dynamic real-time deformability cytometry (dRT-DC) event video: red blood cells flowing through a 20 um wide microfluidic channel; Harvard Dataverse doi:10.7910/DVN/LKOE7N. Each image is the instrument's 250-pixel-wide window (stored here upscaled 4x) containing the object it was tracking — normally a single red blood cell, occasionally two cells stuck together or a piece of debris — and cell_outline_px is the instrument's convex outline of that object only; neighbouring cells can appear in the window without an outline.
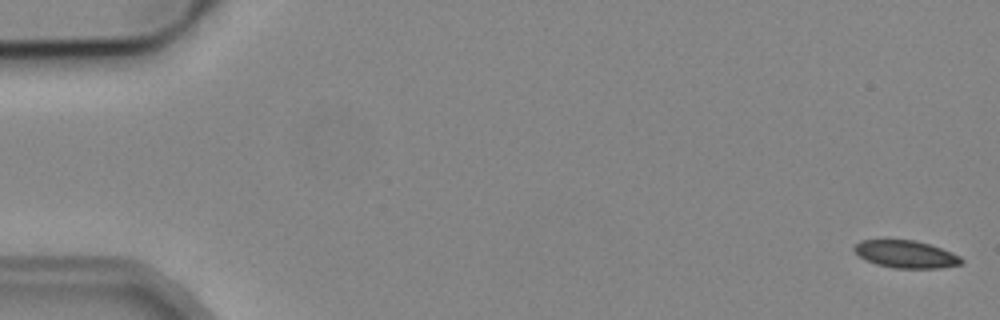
{"species": "common noctule bat (a hibernating species)", "species_latin": "Nyctalus noctula", "temperature_condition": "cold", "stored_images_in_passage": 5, "camera_frame_rate_fps": 3000, "um_per_image_px": 0.085, "animal": {"sex": "male", "body_mass_g": 19.2, "forearm_length_mm": 51.8}, "frame": {"image": 1, "passage_image": 1, "time_ms": 0.0, "image_size_px": [1000, 320], "cell_outline_px": [[964, 260], [960, 264], [940, 268], [892, 268], [876, 264], [864, 260], [852, 248], [860, 240], [916, 240], [952, 252], [960, 256]], "centroid_in_image_um": [76.99, 21.61], "position_along_channel_um": 8.0, "area_um2": 17.11}}
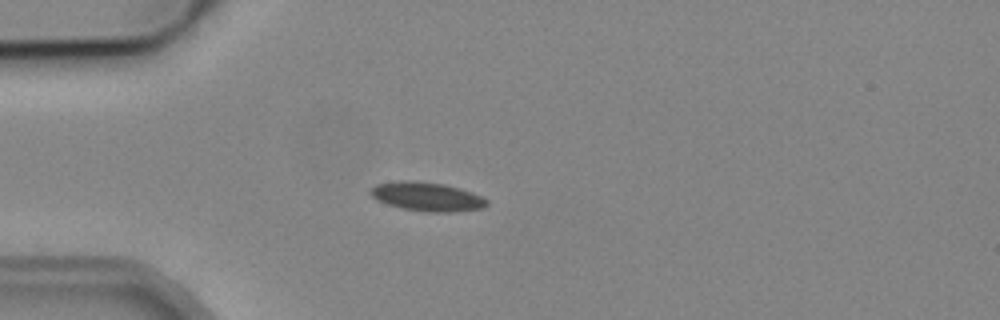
{"frame": {"image": 2, "passage_image": 5, "time_ms": 4.667, "image_size_px": [1000, 320], "cell_outline_px": [[488, 204], [484, 208], [452, 212], [428, 212], [400, 208], [376, 200], [368, 192], [376, 184], [408, 180], [444, 184], [460, 188], [472, 192], [488, 200]], "centroid_in_image_um": [36.3, 16.72], "position_along_channel_um": 48.7, "area_um2": 19.54}}